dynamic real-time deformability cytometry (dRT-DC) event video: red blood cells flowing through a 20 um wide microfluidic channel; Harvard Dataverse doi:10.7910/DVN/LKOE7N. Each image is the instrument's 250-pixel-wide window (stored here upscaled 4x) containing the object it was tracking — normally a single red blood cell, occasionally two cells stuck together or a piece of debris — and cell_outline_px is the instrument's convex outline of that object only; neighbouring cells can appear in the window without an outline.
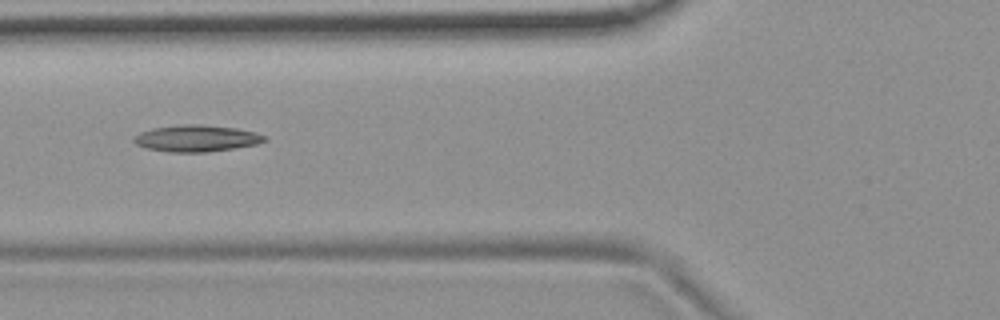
{"species": "common noctule bat (a hibernating species)", "species_latin": "Nyctalus noctula", "temperature_condition": "room temperature", "stored_images_in_passage": 10, "camera_frame_rate_fps": 3000, "um_per_image_px": 0.085, "animal": {"sex": "female", "body_mass_g": 19.9}, "frame": {"image": 1, "passage_image": 4, "time_ms": 1.0, "image_size_px": [1000, 320], "cell_outline_px": [[268, 140], [256, 144], [208, 152], [168, 152], [144, 148], [136, 144], [132, 140], [140, 132], [152, 128], [180, 124], [204, 124], [236, 128], [268, 136]], "centroid_in_image_um": [16.68, 11.75], "position_along_channel_um": 109.1, "area_um2": 20.35}}
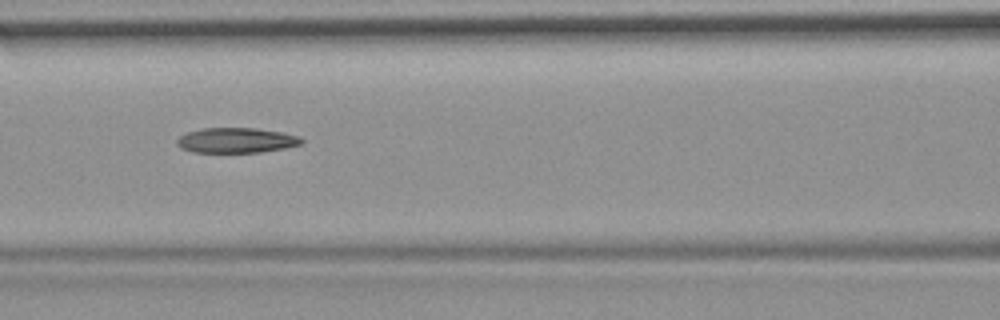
{"frame": {"image": 2, "passage_image": 7, "time_ms": 2.0, "image_size_px": [1000, 320], "cell_outline_px": [[304, 140], [300, 144], [284, 148], [260, 152], [192, 152], [180, 148], [176, 144], [176, 140], [180, 136], [188, 132], [200, 128], [256, 128], [284, 132], [300, 136]], "centroid_in_image_um": [20.08, 11.92], "position_along_channel_um": 146.5, "area_um2": 18.32}}